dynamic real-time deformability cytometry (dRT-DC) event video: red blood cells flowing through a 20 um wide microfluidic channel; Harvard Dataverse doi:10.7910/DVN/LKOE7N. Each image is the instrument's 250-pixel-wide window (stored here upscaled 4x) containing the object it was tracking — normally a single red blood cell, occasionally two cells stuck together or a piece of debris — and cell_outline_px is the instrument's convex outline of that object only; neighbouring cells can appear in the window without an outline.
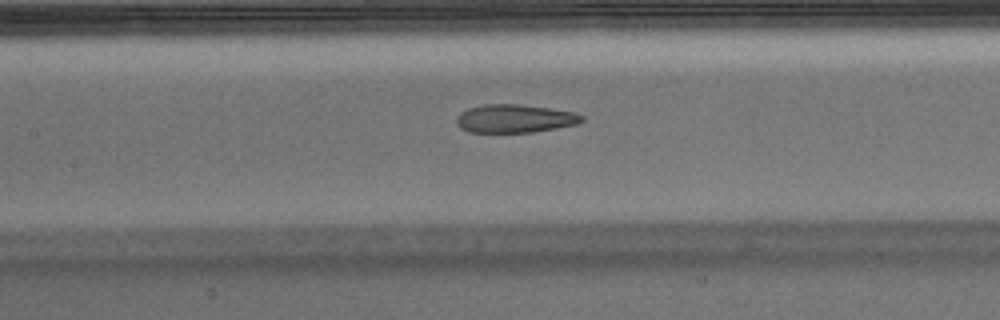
{"species": "Egyptian fruit bat (a non-hibernating species)", "species_latin": "Rousettus aegyptiacus", "temperature_condition": "warm", "stored_images_in_passage": 52, "camera_frame_rate_fps": 3000, "um_per_image_px": 0.085, "animal": {"sex": "male"}, "frame": {"image": 1, "passage_image": 23, "time_ms": 7.333, "image_size_px": [1000, 320], "cell_outline_px": [[584, 120], [576, 124], [556, 128], [532, 132], [468, 132], [460, 128], [456, 124], [456, 116], [460, 112], [468, 108], [484, 104], [520, 104], [548, 108], [572, 112], [584, 116]], "centroid_in_image_um": [43.7, 10.08], "position_along_channel_um": 163.7, "area_um2": 20.63}}
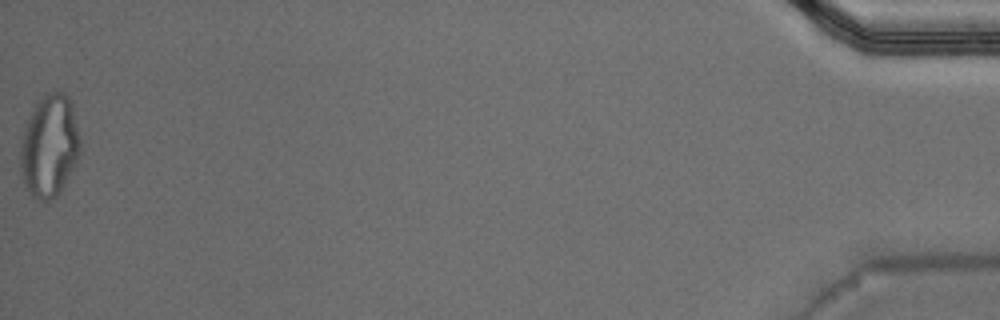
{"frame": {"image": 2, "passage_image": 52, "time_ms": 17.0, "image_size_px": [1000, 320], "cell_outline_px": [[80, 152], [76, 164], [60, 192], [52, 200], [40, 200], [32, 196], [24, 184], [20, 172], [20, 148], [24, 124], [36, 100], [44, 92], [64, 92], [68, 96], [72, 104], [80, 140]], "centroid_in_image_um": [4.18, 12.38], "position_along_channel_um": 431.0, "area_um2": 36.24}, "authors_computed_cell_mechanics": {"area_um2": 21.6461, "velocity_mm_per_s": 3.8264, "shape_relaxation_time_tau1_ms": null, "shape_relaxation_time_tau2_ms": 2.0141, "deformation_change_tau1": null, "deformation_change_tau2": 0.1111}}